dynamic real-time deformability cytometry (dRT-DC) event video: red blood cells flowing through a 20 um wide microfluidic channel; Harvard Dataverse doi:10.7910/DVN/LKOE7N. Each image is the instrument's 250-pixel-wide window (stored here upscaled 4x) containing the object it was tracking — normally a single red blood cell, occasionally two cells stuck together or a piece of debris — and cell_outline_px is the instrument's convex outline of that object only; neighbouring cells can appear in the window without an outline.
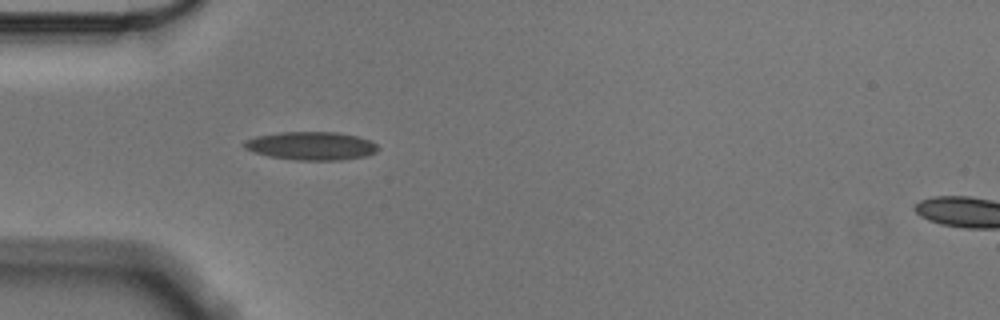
{"species": "Egyptian fruit bat (a non-hibernating species)", "species_latin": "Rousettus aegyptiacus", "temperature_condition": "cold", "stored_images_in_passage": 35, "camera_frame_rate_fps": 3000, "um_per_image_px": 0.085, "animal": {"sex": "male"}, "frame": {"image": 1, "passage_image": 1, "time_ms": 0.0, "image_size_px": [1000, 320], "cell_outline_px": [[380, 148], [376, 152], [368, 156], [340, 160], [296, 160], [268, 156], [244, 148], [244, 140], [256, 136], [280, 132], [336, 132], [356, 136], [368, 140], [376, 144]], "centroid_in_image_um": [26.47, 12.4], "position_along_channel_um": 58.5, "area_um2": 22.02}}
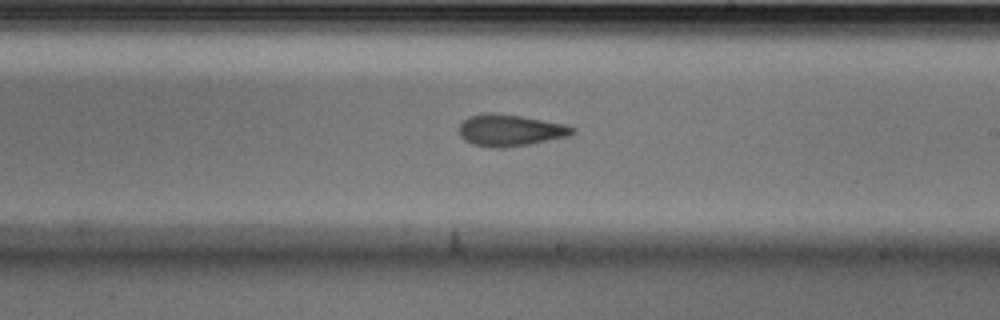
{"frame": {"image": 2, "passage_image": 17, "time_ms": 5.333, "image_size_px": [1000, 320], "cell_outline_px": [[576, 132], [568, 136], [528, 144], [500, 148], [496, 148], [472, 144], [460, 136], [460, 124], [468, 116], [484, 112], [488, 112], [520, 116], [564, 124], [576, 128]], "centroid_in_image_um": [43.35, 11.06], "position_along_channel_um": 245.6, "area_um2": 20.69}}
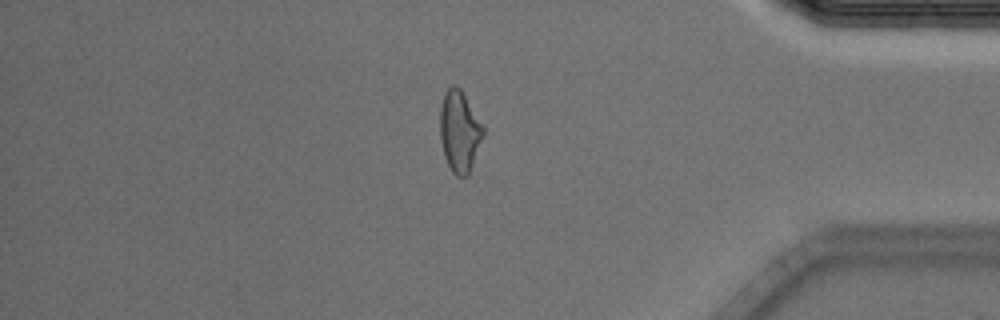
{"frame": {"image": 3, "passage_image": 32, "time_ms": 10.333, "image_size_px": [1000, 320], "cell_outline_px": [[484, 136], [468, 176], [456, 176], [452, 172], [444, 156], [440, 140], [440, 108], [444, 92], [452, 84], [456, 84], [460, 88], [484, 128]], "centroid_in_image_um": [39.05, 11.17], "position_along_channel_um": 396.2, "area_um2": 20.46}}